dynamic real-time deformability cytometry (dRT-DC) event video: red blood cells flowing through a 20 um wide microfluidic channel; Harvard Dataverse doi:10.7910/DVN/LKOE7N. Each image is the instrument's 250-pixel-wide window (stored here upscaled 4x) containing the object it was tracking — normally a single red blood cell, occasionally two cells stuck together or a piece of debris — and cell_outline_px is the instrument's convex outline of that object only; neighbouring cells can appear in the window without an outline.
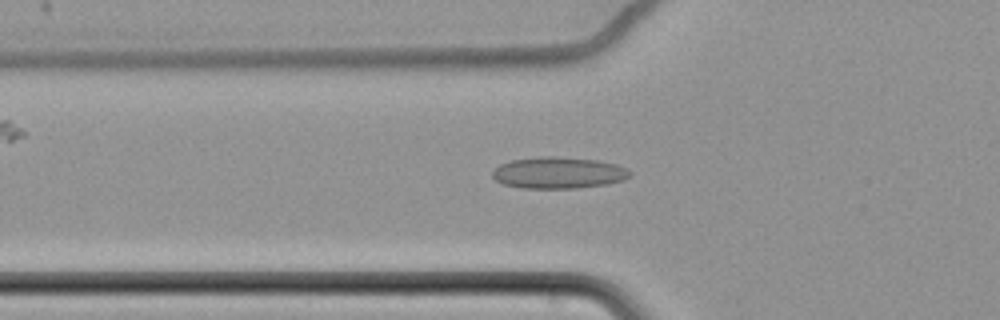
{"species": "common noctule bat (a hibernating species)", "species_latin": "Nyctalus noctula", "temperature_condition": "cold", "stored_images_in_passage": 63, "camera_frame_rate_fps": 3000, "um_per_image_px": 0.085, "animal": {"sex": "female", "body_mass_g": 22.7, "forearm_length_mm": 54.2}, "frame": {"image": 1, "passage_image": 25, "time_ms": 8.0, "image_size_px": [1000, 320], "cell_outline_px": [[632, 172], [624, 180], [608, 184], [576, 188], [524, 188], [504, 184], [496, 180], [492, 176], [492, 172], [500, 164], [512, 160], [536, 156], [556, 156], [596, 160], [616, 164], [628, 168]], "centroid_in_image_um": [47.48, 14.68], "position_along_channel_um": 78.3, "area_um2": 25.32}}
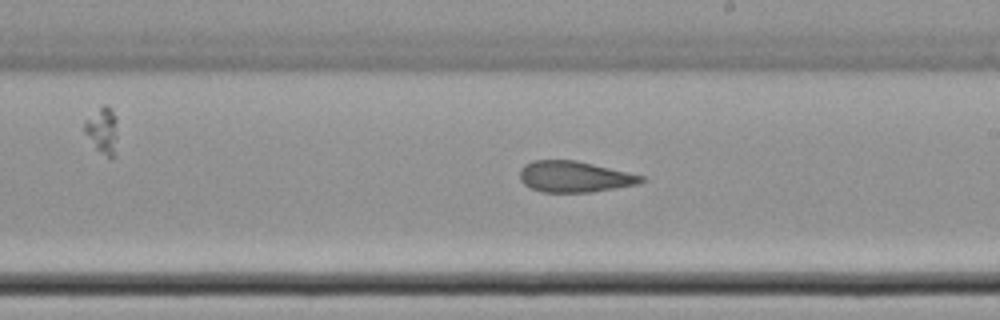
{"frame": {"image": 2, "passage_image": 39, "time_ms": 12.667, "image_size_px": [1000, 320], "cell_outline_px": [[648, 180], [636, 184], [592, 192], [544, 192], [532, 188], [524, 184], [520, 180], [520, 168], [524, 164], [532, 160], [576, 160], [644, 176]], "centroid_in_image_um": [48.81, 15.01], "position_along_channel_um": 240.2, "area_um2": 21.91}}
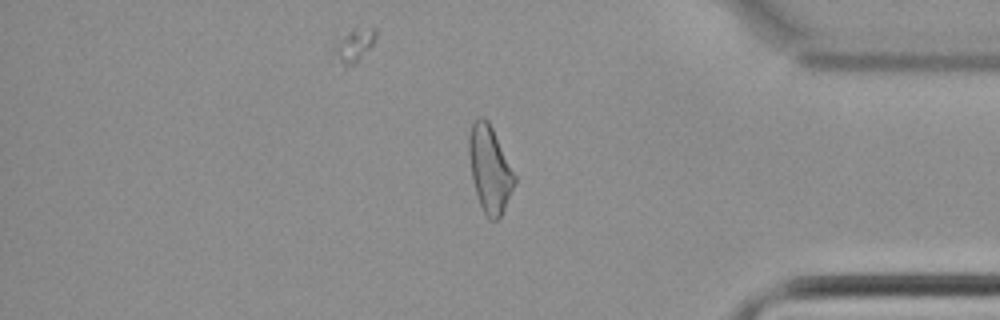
{"frame": {"image": 3, "passage_image": 54, "time_ms": 17.667, "image_size_px": [1000, 320], "cell_outline_px": [[516, 184], [500, 216], [496, 220], [488, 220], [480, 204], [472, 180], [468, 156], [468, 136], [472, 120], [480, 116], [484, 116], [488, 120], [516, 176]], "centroid_in_image_um": [41.6, 14.34], "position_along_channel_um": 393.6, "area_um2": 23.12}, "authors_computed_cell_mechanics": {"area_um2": 23.987, "velocity_mm_per_s": 3.481, "shape_relaxation_time_tau1_ms": null, "shape_relaxation_time_tau2_ms": 2.8721, "deformation_change_tau1": null, "deformation_change_tau2": 0.1008}}